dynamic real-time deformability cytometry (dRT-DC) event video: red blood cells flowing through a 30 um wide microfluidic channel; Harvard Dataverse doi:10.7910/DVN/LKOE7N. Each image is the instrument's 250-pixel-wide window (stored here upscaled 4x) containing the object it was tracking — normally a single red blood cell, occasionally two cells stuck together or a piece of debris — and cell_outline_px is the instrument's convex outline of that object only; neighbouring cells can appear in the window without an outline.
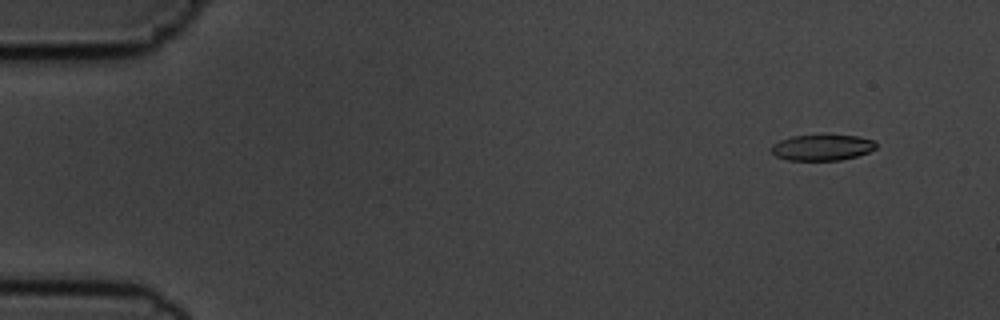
{"species": "common noctule bat (a hibernating species)", "species_latin": "Nyctalus noctula", "temperature_condition": "cold", "stored_images_in_passage": 56, "camera_frame_rate_fps": 3000, "um_per_image_px": 0.085, "animal": {"sex": "male", "body_mass_g": 19.5, "forearm_length_mm": 54.6}, "frame": {"image": 1, "passage_image": 5, "time_ms": 1.333, "image_size_px": [1000, 320], "cell_outline_px": [[876, 148], [868, 152], [856, 156], [840, 160], [788, 160], [776, 156], [772, 152], [772, 144], [780, 140], [792, 136], [856, 136], [876, 140]], "centroid_in_image_um": [69.89, 12.54], "position_along_channel_um": 15.1, "area_um2": 15.55}}
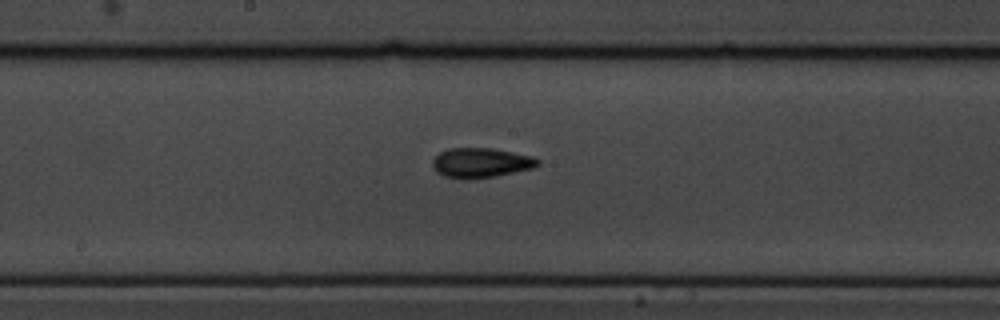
{"frame": {"image": 2, "passage_image": 30, "time_ms": 9.667, "image_size_px": [1000, 320], "cell_outline_px": [[540, 164], [532, 168], [496, 176], [464, 180], [444, 176], [436, 172], [432, 168], [432, 160], [440, 152], [448, 148], [492, 148], [532, 156], [540, 160]], "centroid_in_image_um": [40.84, 13.84], "position_along_channel_um": 207.4, "area_um2": 18.38}}
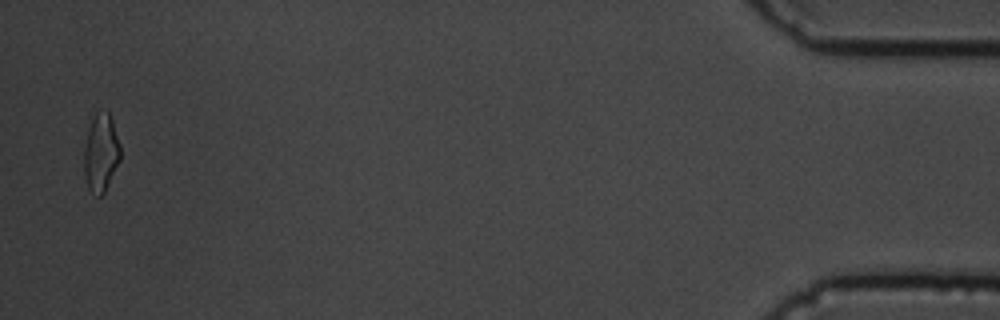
{"frame": {"image": 3, "passage_image": 55, "time_ms": 18.0, "image_size_px": [1000, 320], "cell_outline_px": [[120, 160], [104, 192], [100, 196], [96, 196], [88, 188], [84, 176], [84, 144], [92, 116], [96, 112], [108, 112], [112, 120], [120, 144]], "centroid_in_image_um": [8.56, 12.99], "position_along_channel_um": 426.6, "area_um2": 16.47}, "authors_computed_cell_mechanics": {"area_um2": 17.0221, "velocity_mm_per_s": 3.6364, "shape_relaxation_time_tau1_ms": 8.0013, "shape_relaxation_time_tau2_ms": 3.667, "deformation_change_tau1": 0.2108, "deformation_change_tau2": 0.1171}}